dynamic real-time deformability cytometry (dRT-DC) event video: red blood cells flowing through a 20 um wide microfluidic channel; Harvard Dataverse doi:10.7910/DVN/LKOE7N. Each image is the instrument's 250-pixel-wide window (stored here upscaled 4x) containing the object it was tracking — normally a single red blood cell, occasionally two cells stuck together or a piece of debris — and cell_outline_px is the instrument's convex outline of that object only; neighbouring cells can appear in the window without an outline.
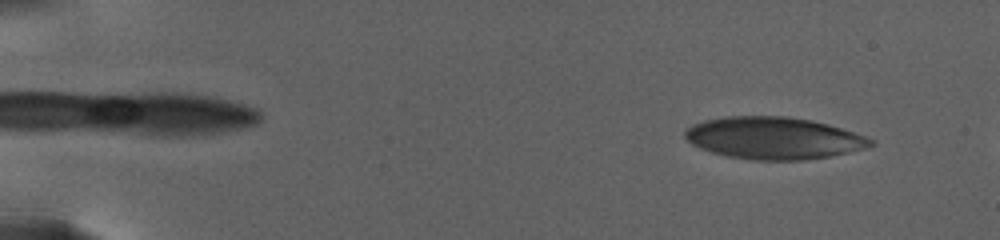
{"species": "human", "species_latin": "Homo sapiens", "temperature_condition": "warm", "stored_images_in_passage": 38, "camera_frame_rate_fps": 3000, "um_per_image_px": 0.085, "donor": {"sex": "female"}, "frame": {"image": 1, "passage_image": 14, "time_ms": 2.333, "image_size_px": [1000, 240], "cell_outline_px": [[872, 144], [844, 152], [828, 156], [800, 160], [756, 160], [728, 156], [712, 152], [692, 144], [684, 136], [684, 132], [688, 128], [704, 120], [724, 116], [788, 116], [808, 120], [840, 128], [852, 132], [872, 140]], "centroid_in_image_um": [65.65, 11.72], "position_along_channel_um": 19.3, "area_um2": 44.39}}